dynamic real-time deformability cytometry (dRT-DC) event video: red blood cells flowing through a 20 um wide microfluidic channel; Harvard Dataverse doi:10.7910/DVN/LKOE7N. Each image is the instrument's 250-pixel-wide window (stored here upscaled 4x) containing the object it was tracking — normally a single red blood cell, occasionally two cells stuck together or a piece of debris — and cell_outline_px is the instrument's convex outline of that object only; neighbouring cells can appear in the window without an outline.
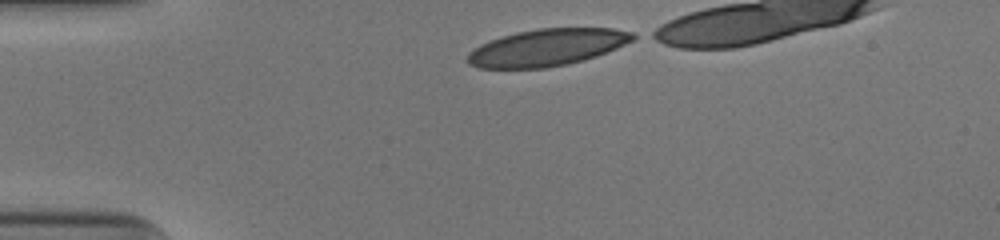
{"species": "human", "species_latin": "Homo sapiens", "temperature_condition": "cold", "stored_images_in_passage": 31, "camera_frame_rate_fps": 3000, "um_per_image_px": 0.085, "donor": {"sex": "male"}, "frame": {"image": 1, "passage_image": 1, "time_ms": 0.0, "image_size_px": [1000, 240], "cell_outline_px": [[640, 36], [616, 48], [596, 56], [564, 64], [544, 68], [480, 68], [468, 64], [464, 60], [468, 52], [480, 44], [488, 40], [516, 32], [540, 28], [612, 28], [636, 32]], "centroid_in_image_um": [46.47, 4.02], "position_along_channel_um": 38.5, "area_um2": 35.72}}
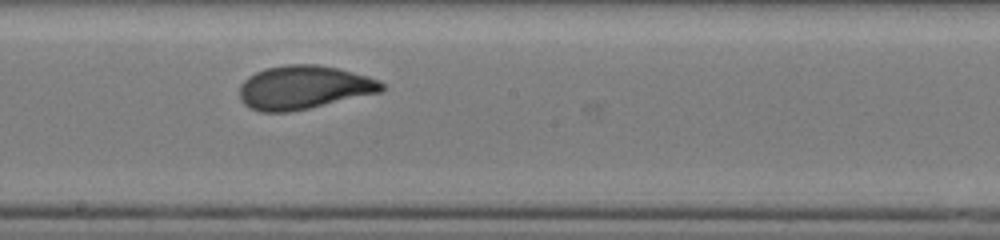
{"frame": {"image": 2, "passage_image": 18, "time_ms": 5.667, "image_size_px": [1000, 240], "cell_outline_px": [[384, 88], [380, 92], [308, 108], [288, 112], [260, 112], [248, 108], [240, 100], [240, 84], [248, 76], [264, 68], [284, 64], [316, 64], [336, 68], [368, 76], [380, 80], [384, 84]], "centroid_in_image_um": [25.77, 7.42], "position_along_channel_um": 222.4, "area_um2": 36.13}}
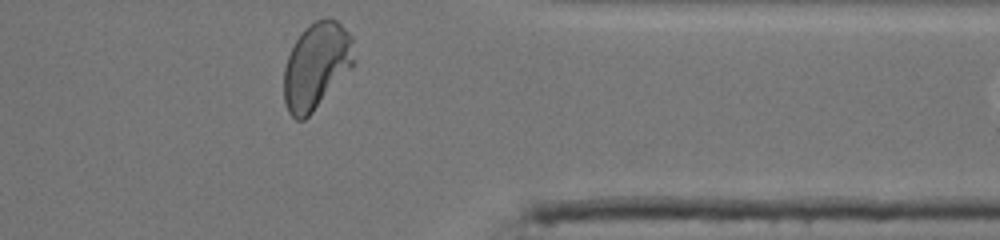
{"frame": {"image": 3, "passage_image": 31, "time_ms": 10.0, "image_size_px": [1000, 240], "cell_outline_px": [[352, 64], [312, 112], [304, 120], [296, 120], [288, 112], [284, 104], [284, 68], [288, 56], [296, 40], [304, 28], [308, 24], [324, 16], [328, 16], [336, 20], [352, 36]], "centroid_in_image_um": [26.83, 5.56], "position_along_channel_um": 384.6, "area_um2": 34.56}, "authors_computed_cell_mechanics": {"area_um2": 35.8938, "velocity_mm_per_s": 3.9645, "shape_relaxation_time_tau1_ms": 5.0599, "shape_relaxation_time_tau2_ms": null, "deformation_change_tau1": 0.2018, "deformation_change_tau2": null}}